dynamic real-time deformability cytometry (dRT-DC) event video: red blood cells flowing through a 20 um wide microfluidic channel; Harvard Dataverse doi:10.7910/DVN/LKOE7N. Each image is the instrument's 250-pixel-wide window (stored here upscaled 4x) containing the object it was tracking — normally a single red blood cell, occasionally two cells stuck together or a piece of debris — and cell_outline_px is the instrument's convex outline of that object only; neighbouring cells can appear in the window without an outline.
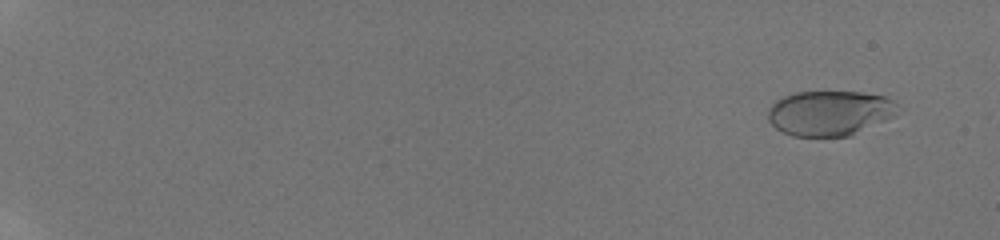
{"species": "human", "species_latin": "Homo sapiens", "temperature_condition": "room temperature", "stored_images_in_passage": 38, "camera_frame_rate_fps": 3000, "um_per_image_px": 0.085, "donor": {"sex": "male"}, "frame": {"image": 1, "passage_image": 3, "time_ms": 1.0, "image_size_px": [1000, 240], "cell_outline_px": [[896, 104], [892, 116], [852, 136], [792, 136], [776, 128], [768, 120], [768, 108], [776, 100], [784, 96], [796, 92], [860, 92], [884, 96], [896, 100]], "centroid_in_image_um": [70.48, 9.61], "position_along_channel_um": 14.5, "area_um2": 33.81}}
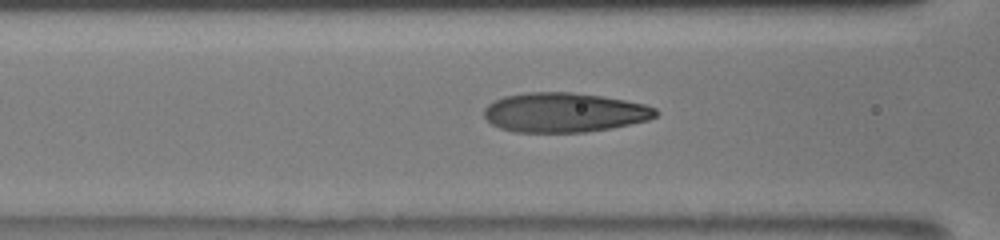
{"frame": {"image": 2, "passage_image": 22, "time_ms": 9.0, "image_size_px": [1000, 240], "cell_outline_px": [[660, 112], [656, 116], [648, 120], [612, 128], [584, 132], [516, 132], [500, 128], [492, 124], [484, 116], [484, 108], [488, 104], [504, 96], [528, 92], [572, 92], [604, 96], [644, 104], [656, 108]], "centroid_in_image_um": [47.98, 9.56], "position_along_channel_um": 118.6, "area_um2": 39.59}}
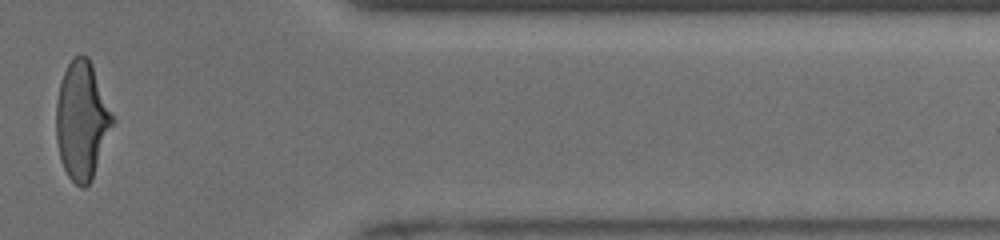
{"frame": {"image": 3, "passage_image": 34, "time_ms": 16.667, "image_size_px": [1000, 240], "cell_outline_px": [[116, 120], [92, 180], [84, 188], [80, 188], [68, 176], [60, 160], [56, 140], [56, 104], [60, 84], [64, 72], [72, 56], [80, 52], [88, 56], [92, 64]], "centroid_in_image_um": [6.98, 10.23], "position_along_channel_um": 404.4, "area_um2": 39.3}, "authors_computed_cell_mechanics": {"area_um2": 37.6856, "velocity_mm_per_s": 3.9643, "shape_relaxation_time_tau1_ms": 5.3193, "shape_relaxation_time_tau2_ms": null, "deformation_change_tau1": 0.2146, "deformation_change_tau2": null}}